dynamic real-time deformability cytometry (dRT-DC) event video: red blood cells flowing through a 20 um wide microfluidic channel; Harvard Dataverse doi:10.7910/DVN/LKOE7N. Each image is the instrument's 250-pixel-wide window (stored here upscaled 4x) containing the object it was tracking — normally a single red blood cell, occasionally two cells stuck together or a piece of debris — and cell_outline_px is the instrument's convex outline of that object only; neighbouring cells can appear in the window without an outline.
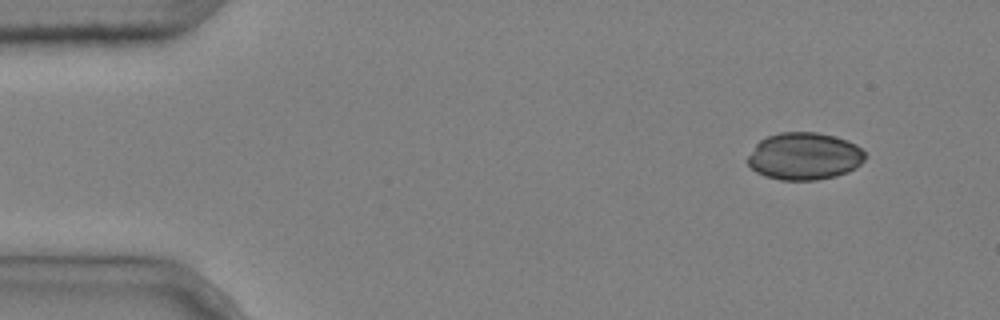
{"species": "common noctule bat (a hibernating species)", "species_latin": "Nyctalus noctula", "temperature_condition": "cold", "stored_images_in_passage": 9, "camera_frame_rate_fps": 3000, "um_per_image_px": 0.085, "animal": {"sex": "male", "body_mass_g": 20.4}, "frame": {"image": 1, "passage_image": 1, "time_ms": 0.0, "image_size_px": [1000, 320], "cell_outline_px": [[864, 160], [856, 168], [848, 172], [836, 176], [816, 180], [780, 180], [764, 176], [756, 172], [748, 164], [748, 156], [756, 144], [760, 140], [768, 136], [780, 132], [816, 132], [836, 136], [848, 140], [856, 144], [864, 152]], "centroid_in_image_um": [68.37, 13.28], "position_along_channel_um": 16.6, "area_um2": 32.48}}
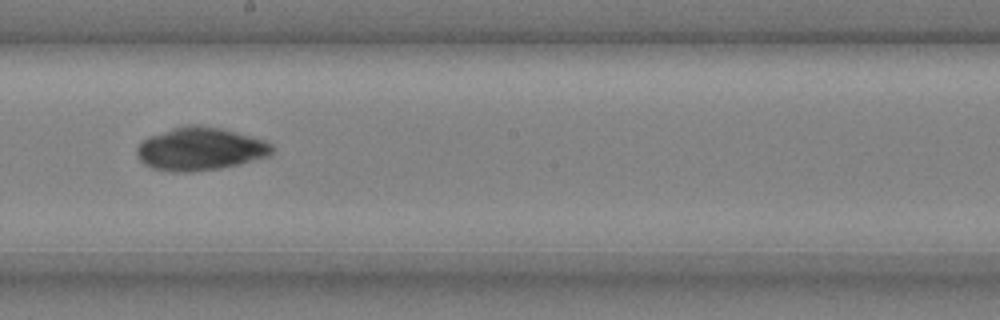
{"frame": {"image": 2, "passage_image": 8, "time_ms": 2.333, "image_size_px": [1000, 320], "cell_outline_px": [[276, 148], [272, 156], [220, 168], [188, 172], [172, 172], [152, 168], [144, 164], [136, 156], [136, 148], [144, 140], [152, 136], [172, 128], [188, 124], [196, 124], [220, 128], [252, 136], [264, 140], [272, 144]], "centroid_in_image_um": [17.06, 12.66], "position_along_channel_um": 231.1, "area_um2": 33.99}}
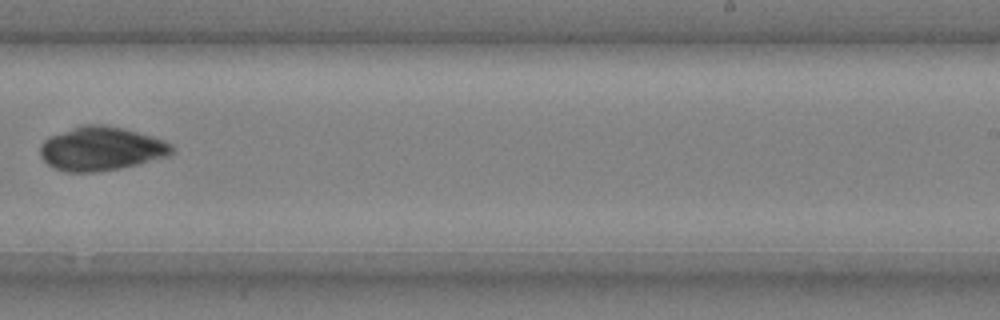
{"frame": {"image": 3, "passage_image": 9, "time_ms": 2.667, "image_size_px": [1000, 320], "cell_outline_px": [[172, 152], [168, 156], [120, 168], [100, 172], [68, 172], [56, 168], [48, 164], [40, 156], [40, 144], [48, 136], [80, 124], [104, 124], [124, 128], [152, 136], [164, 140], [172, 144]], "centroid_in_image_um": [8.56, 12.62], "position_along_channel_um": 280.4, "area_um2": 33.81}}